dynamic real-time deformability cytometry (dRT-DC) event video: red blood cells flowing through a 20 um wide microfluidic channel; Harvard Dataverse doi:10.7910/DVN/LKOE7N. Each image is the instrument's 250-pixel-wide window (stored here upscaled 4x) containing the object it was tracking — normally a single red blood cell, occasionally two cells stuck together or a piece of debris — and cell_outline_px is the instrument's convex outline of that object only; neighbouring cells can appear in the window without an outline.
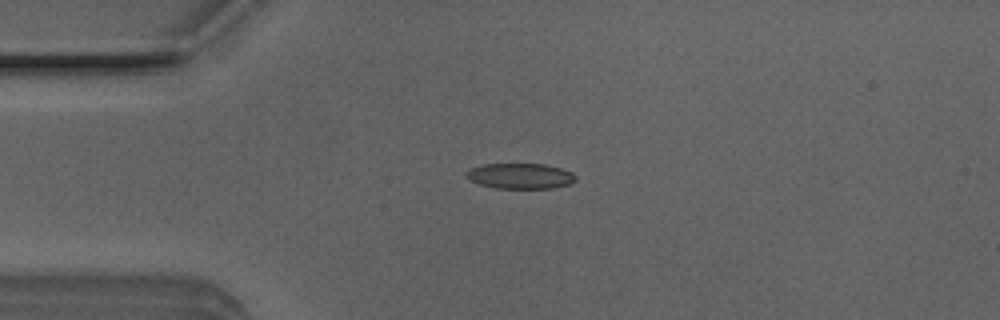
{"species": "Egyptian fruit bat (a non-hibernating species)", "species_latin": "Rousettus aegyptiacus", "temperature_condition": "room temperature", "stored_images_in_passage": 40, "camera_frame_rate_fps": 3000, "um_per_image_px": 0.085, "animal": {"sex": "male"}, "frame": {"image": 1, "passage_image": 2, "time_ms": 0.333, "image_size_px": [1000, 320], "cell_outline_px": [[576, 180], [572, 184], [552, 188], [496, 188], [480, 184], [468, 180], [464, 176], [464, 172], [472, 168], [484, 164], [544, 164], [560, 168], [572, 172], [576, 176]], "centroid_in_image_um": [44.22, 14.96], "position_along_channel_um": 40.8, "area_um2": 16.36}}
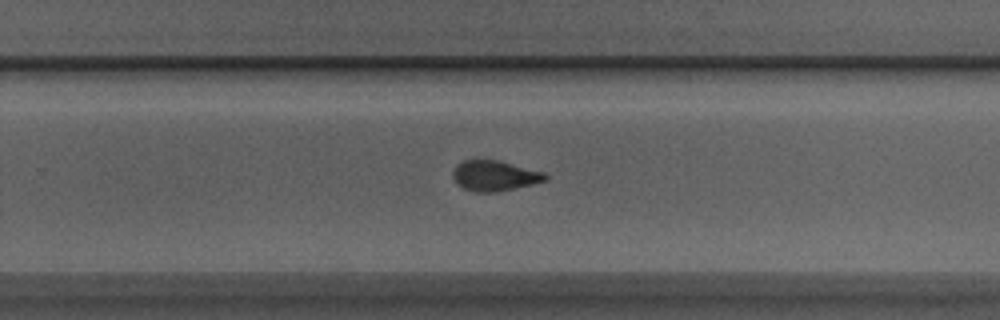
{"frame": {"image": 2, "passage_image": 22, "time_ms": 7.0, "image_size_px": [1000, 320], "cell_outline_px": [[548, 180], [532, 184], [496, 192], [472, 192], [464, 188], [452, 176], [452, 172], [456, 164], [464, 160], [496, 160], [544, 172], [548, 176]], "centroid_in_image_um": [42.04, 14.94], "position_along_channel_um": 287.8, "area_um2": 16.18}}
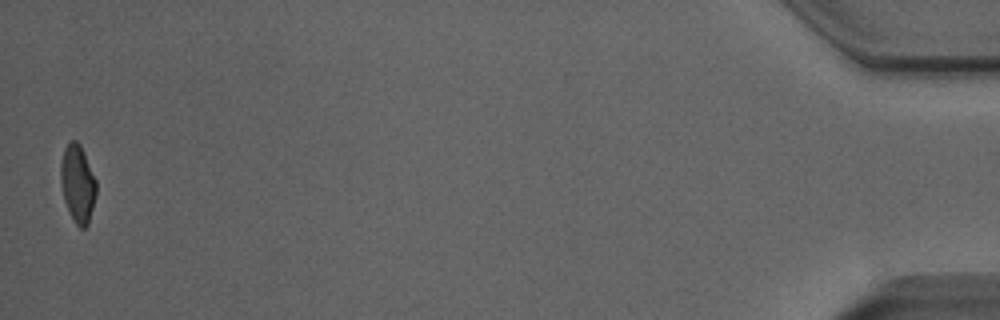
{"frame": {"image": 3, "passage_image": 40, "time_ms": 13.0, "image_size_px": [1000, 320], "cell_outline_px": [[96, 196], [88, 224], [84, 228], [80, 228], [76, 224], [64, 200], [60, 180], [60, 164], [64, 148], [72, 140], [76, 140], [80, 144], [96, 180]], "centroid_in_image_um": [6.6, 15.6], "position_along_channel_um": 428.6, "area_um2": 15.95}, "authors_computed_cell_mechanics": {"area_um2": 16.5886, "velocity_mm_per_s": 4.0375, "shape_relaxation_time_tau1_ms": 4.8596, "shape_relaxation_time_tau2_ms": 1.6837, "deformation_change_tau1": 0.17, "deformation_change_tau2": 0.0845}}